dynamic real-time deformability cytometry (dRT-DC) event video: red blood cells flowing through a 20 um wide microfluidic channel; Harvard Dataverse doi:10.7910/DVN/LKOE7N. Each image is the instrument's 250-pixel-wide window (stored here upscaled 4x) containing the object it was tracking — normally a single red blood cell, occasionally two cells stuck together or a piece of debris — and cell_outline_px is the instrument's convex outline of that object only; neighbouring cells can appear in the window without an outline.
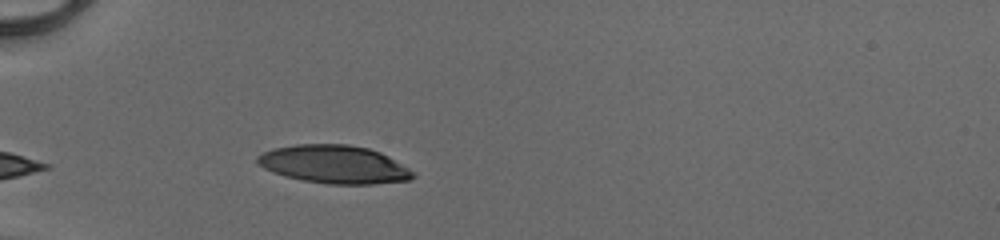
{"species": "human", "species_latin": "Homo sapiens", "temperature_condition": "cold", "stored_images_in_passage": 24, "camera_frame_rate_fps": 3000, "um_per_image_px": 0.085, "donor": {"sex": "male"}, "frame": {"image": 1, "passage_image": 1, "time_ms": 0.0, "image_size_px": [1000, 240], "cell_outline_px": [[416, 176], [408, 180], [372, 184], [328, 184], [304, 180], [284, 176], [272, 172], [256, 164], [256, 156], [272, 148], [296, 144], [348, 144], [368, 148], [380, 152], [388, 156], [416, 172]], "centroid_in_image_um": [28.39, 13.97], "position_along_channel_um": 56.6, "area_um2": 34.74}}
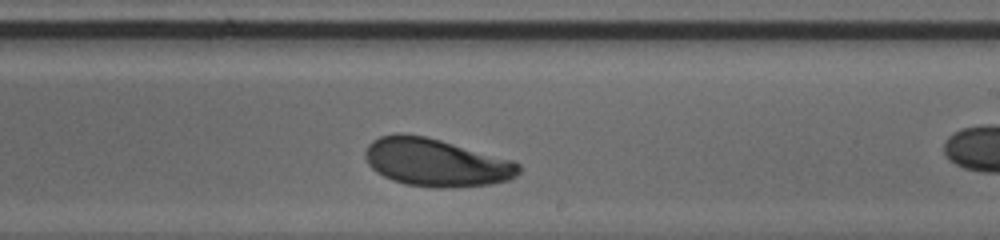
{"frame": {"image": 2, "passage_image": 13, "time_ms": 4.0, "image_size_px": [1000, 240], "cell_outline_px": [[520, 172], [512, 180], [492, 184], [456, 188], [432, 188], [404, 184], [392, 180], [376, 172], [368, 164], [364, 156], [364, 152], [368, 144], [372, 140], [380, 136], [396, 132], [400, 132], [424, 136], [440, 140], [512, 160], [520, 164]], "centroid_in_image_um": [37.05, 13.82], "position_along_channel_um": 252.0, "area_um2": 43.29}}
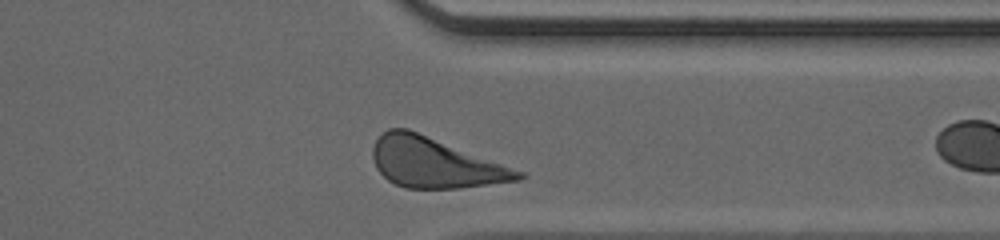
{"frame": {"image": 3, "passage_image": 22, "time_ms": 7.0, "image_size_px": [1000, 240], "cell_outline_px": [[528, 176], [520, 180], [460, 188], [404, 188], [388, 180], [376, 168], [372, 160], [372, 148], [376, 140], [388, 128], [408, 128], [524, 172]], "centroid_in_image_um": [36.94, 13.84], "position_along_channel_um": 374.5, "area_um2": 42.19}}